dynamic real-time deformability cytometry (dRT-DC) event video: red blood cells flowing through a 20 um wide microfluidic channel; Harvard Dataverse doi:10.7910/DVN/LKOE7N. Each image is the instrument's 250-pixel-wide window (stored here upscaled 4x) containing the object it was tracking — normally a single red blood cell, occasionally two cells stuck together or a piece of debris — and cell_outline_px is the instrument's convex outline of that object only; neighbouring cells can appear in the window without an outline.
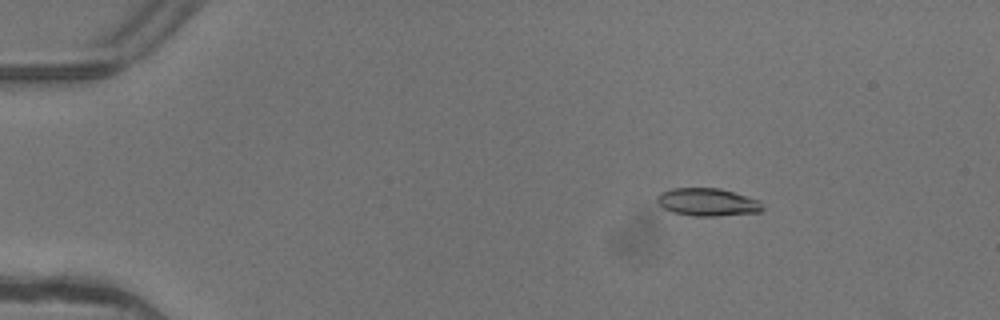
{"species": "common noctule bat (a hibernating species)", "species_latin": "Nyctalus noctula", "temperature_condition": "warm", "stored_images_in_passage": 4, "camera_frame_rate_fps": 3000, "um_per_image_px": 0.085, "animal": {"sex": "female"}, "frame": {"image": 1, "passage_image": 1, "time_ms": 0.0, "image_size_px": [1000, 320], "cell_outline_px": [[764, 208], [760, 212], [716, 216], [692, 216], [672, 212], [656, 204], [656, 196], [660, 192], [672, 188], [720, 188], [760, 200]], "centroid_in_image_um": [60.11, 17.18], "position_along_channel_um": 24.9, "area_um2": 17.28}}
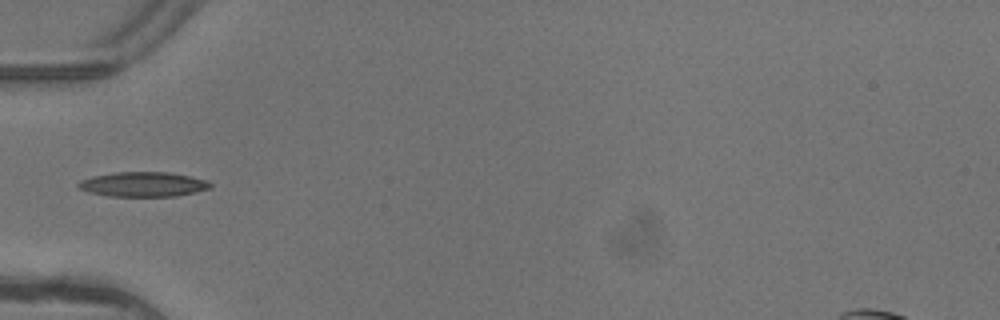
{"frame": {"image": 2, "passage_image": 4, "time_ms": 1.0, "image_size_px": [1000, 320], "cell_outline_px": [[212, 188], [196, 192], [176, 196], [108, 196], [88, 192], [80, 188], [76, 184], [80, 180], [92, 176], [116, 172], [168, 172], [188, 176], [204, 180], [212, 184]], "centroid_in_image_um": [12.15, 15.67], "position_along_channel_um": 72.9, "area_um2": 18.96}}